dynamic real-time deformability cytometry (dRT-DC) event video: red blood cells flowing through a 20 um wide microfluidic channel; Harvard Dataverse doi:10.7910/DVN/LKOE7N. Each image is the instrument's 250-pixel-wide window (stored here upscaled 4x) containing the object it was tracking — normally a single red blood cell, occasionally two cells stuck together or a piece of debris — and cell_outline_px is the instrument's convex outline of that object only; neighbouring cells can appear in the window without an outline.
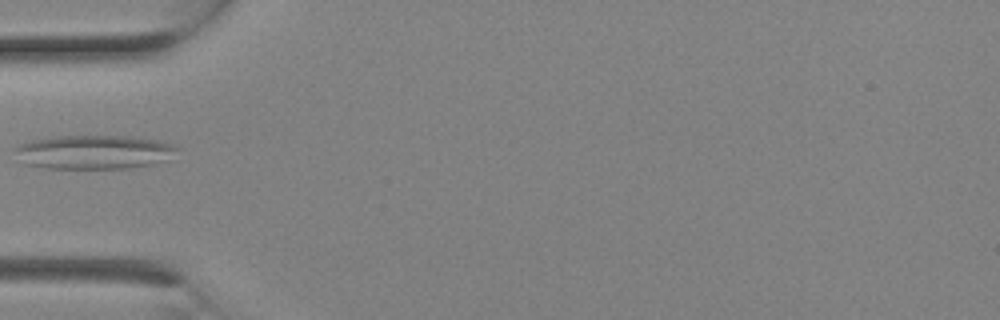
{"species": "Egyptian fruit bat (a non-hibernating species)", "species_latin": "Rousettus aegyptiacus", "temperature_condition": "room temperature", "stored_images_in_passage": 1, "camera_frame_rate_fps": 3000, "um_per_image_px": 0.085, "animal": {"sex": "female"}, "frame": {"image": 1, "passage_image": 1, "time_ms": 0.0, "image_size_px": [1000, 320], "cell_outline_px": [[180, 148], [172, 160], [152, 164], [128, 168], [40, 168], [24, 164], [12, 148], [20, 144], [36, 140], [60, 136], [132, 136], [160, 140], [176, 144]], "centroid_in_image_um": [8.09, 12.93], "position_along_channel_um": 76.9, "area_um2": 32.54}}